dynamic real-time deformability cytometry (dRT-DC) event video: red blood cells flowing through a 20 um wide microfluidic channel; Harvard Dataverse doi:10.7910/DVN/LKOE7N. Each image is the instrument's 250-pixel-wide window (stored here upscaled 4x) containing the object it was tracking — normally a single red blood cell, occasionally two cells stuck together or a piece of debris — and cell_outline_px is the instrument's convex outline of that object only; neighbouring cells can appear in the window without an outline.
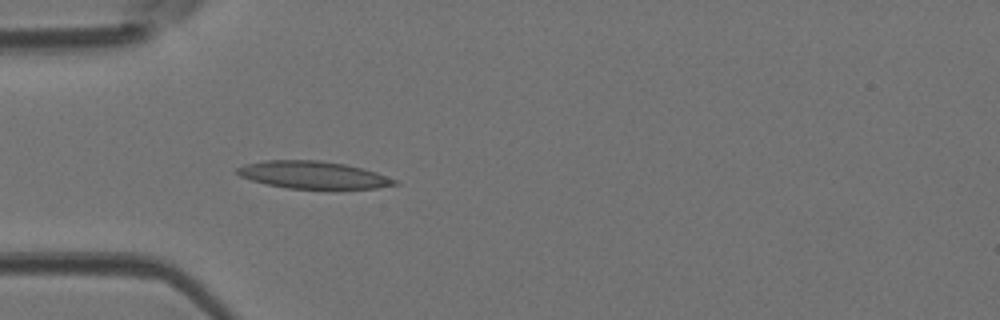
{"species": "Egyptian fruit bat (a non-hibernating species)", "species_latin": "Rousettus aegyptiacus", "temperature_condition": "room temperature", "stored_images_in_passage": 32, "camera_frame_rate_fps": 3000, "um_per_image_px": 0.085, "animal": {"sex": "female"}, "frame": {"image": 1, "passage_image": 1, "time_ms": 0.0, "image_size_px": [1000, 320], "cell_outline_px": [[400, 184], [376, 188], [332, 192], [288, 188], [268, 184], [252, 180], [240, 176], [236, 172], [236, 168], [244, 164], [268, 160], [320, 160], [344, 164], [376, 172], [396, 180]], "centroid_in_image_um": [26.68, 14.92], "position_along_channel_um": 58.3, "area_um2": 26.01}}
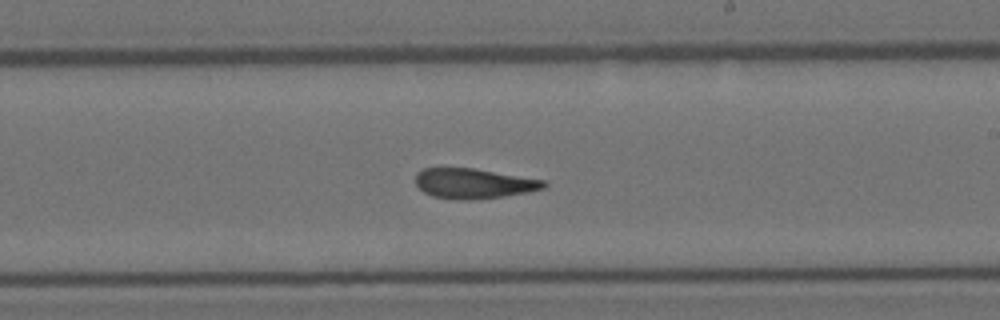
{"frame": {"image": 2, "passage_image": 14, "time_ms": 4.333, "image_size_px": [1000, 320], "cell_outline_px": [[548, 184], [544, 188], [528, 192], [504, 196], [468, 200], [456, 200], [432, 196], [424, 192], [416, 184], [416, 172], [424, 168], [472, 168], [544, 180]], "centroid_in_image_um": [40.24, 15.6], "position_along_channel_um": 248.8, "area_um2": 22.37}}
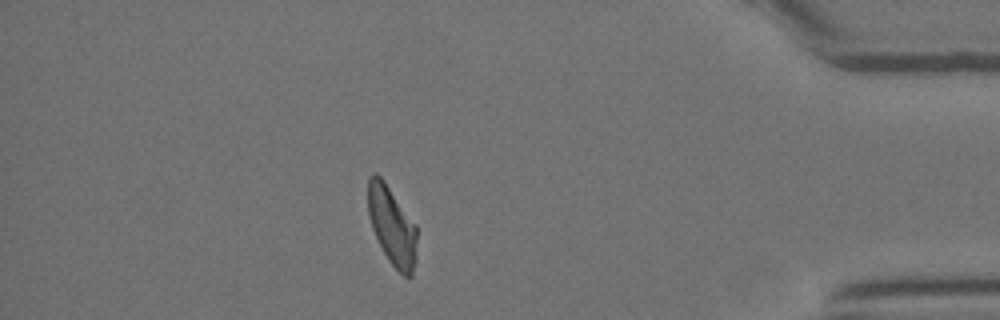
{"frame": {"image": 3, "passage_image": 27, "time_ms": 8.667, "image_size_px": [1000, 320], "cell_outline_px": [[416, 260], [412, 276], [408, 280], [388, 260], [372, 228], [368, 212], [368, 180], [372, 172], [376, 172], [384, 180], [416, 224]], "centroid_in_image_um": [33.33, 19.19], "position_along_channel_um": 401.9, "area_um2": 22.43}}